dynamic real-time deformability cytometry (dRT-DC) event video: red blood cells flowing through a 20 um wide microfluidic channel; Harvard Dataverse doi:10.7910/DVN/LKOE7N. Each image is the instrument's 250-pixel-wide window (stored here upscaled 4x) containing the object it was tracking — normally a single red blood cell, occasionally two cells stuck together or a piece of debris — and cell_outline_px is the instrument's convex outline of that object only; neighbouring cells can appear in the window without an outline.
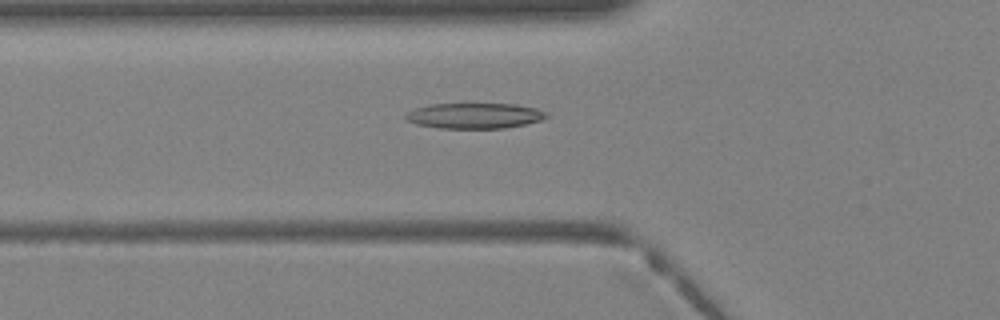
{"species": "Egyptian fruit bat (a non-hibernating species)", "species_latin": "Rousettus aegyptiacus", "temperature_condition": "warm", "stored_images_in_passage": 24, "camera_frame_rate_fps": 3000, "um_per_image_px": 0.085, "animal": {"sex": "female"}, "frame": {"image": 1, "passage_image": 3, "time_ms": 0.667, "image_size_px": [1000, 320], "cell_outline_px": [[548, 116], [540, 120], [524, 124], [504, 128], [440, 128], [416, 124], [408, 120], [404, 116], [408, 112], [416, 108], [428, 104], [516, 104], [536, 108], [548, 112]], "centroid_in_image_um": [40.35, 9.83], "position_along_channel_um": 85.5, "area_um2": 20.81}}
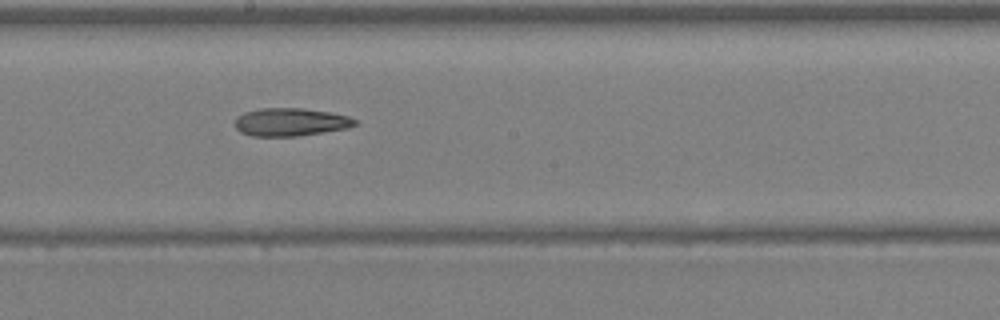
{"frame": {"image": 2, "passage_image": 11, "time_ms": 3.333, "image_size_px": [1000, 320], "cell_outline_px": [[356, 124], [348, 128], [296, 136], [252, 136], [240, 132], [236, 128], [236, 120], [244, 112], [260, 108], [300, 108], [328, 112], [348, 116], [356, 120]], "centroid_in_image_um": [24.69, 10.37], "position_along_channel_um": 223.5, "area_um2": 19.31}}
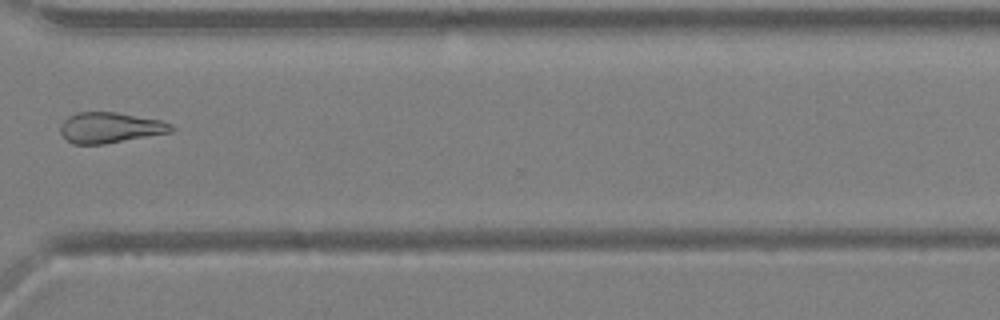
{"frame": {"image": 3, "passage_image": 19, "time_ms": 6.0, "image_size_px": [1000, 320], "cell_outline_px": [[176, 128], [172, 132], [104, 144], [72, 144], [60, 132], [60, 128], [64, 120], [68, 116], [76, 112], [116, 112], [160, 120], [172, 124]], "centroid_in_image_um": [9.37, 10.85], "position_along_channel_um": 361.2, "area_um2": 19.77}}